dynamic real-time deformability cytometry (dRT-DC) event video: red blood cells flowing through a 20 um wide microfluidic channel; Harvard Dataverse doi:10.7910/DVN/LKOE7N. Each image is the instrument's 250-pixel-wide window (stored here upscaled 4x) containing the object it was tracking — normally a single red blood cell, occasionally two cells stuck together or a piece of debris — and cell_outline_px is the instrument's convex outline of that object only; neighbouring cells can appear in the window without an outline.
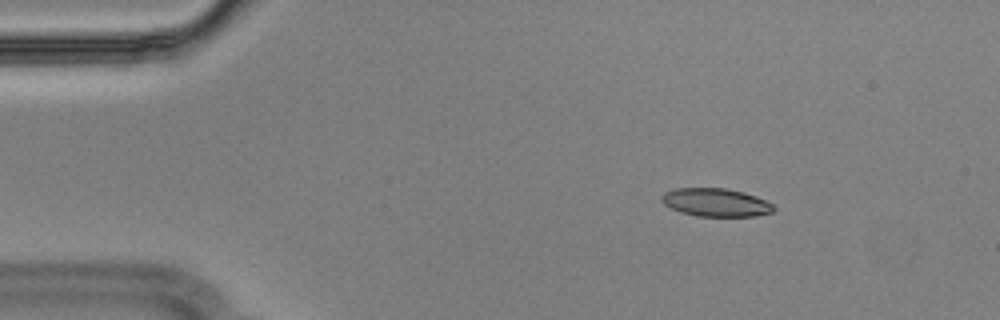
{"species": "Egyptian fruit bat (a non-hibernating species)", "species_latin": "Rousettus aegyptiacus", "temperature_condition": "cold", "stored_images_in_passage": 48, "camera_frame_rate_fps": 3000, "um_per_image_px": 0.085, "animal": {"sex": "male"}, "frame": {"image": 1, "passage_image": 1, "time_ms": 0.0, "image_size_px": [1000, 320], "cell_outline_px": [[776, 208], [772, 212], [756, 216], [696, 216], [680, 212], [664, 204], [660, 200], [660, 196], [664, 192], [672, 188], [728, 188], [744, 192], [756, 196], [772, 204]], "centroid_in_image_um": [60.81, 17.2], "position_along_channel_um": 24.2, "area_um2": 18.55}}
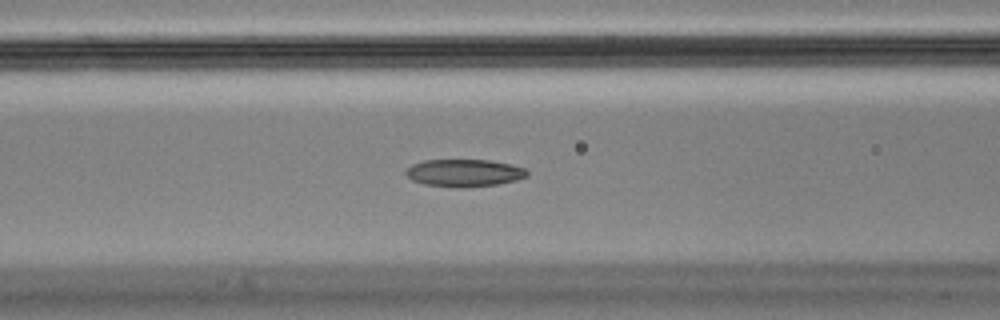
{"frame": {"image": 2, "passage_image": 15, "time_ms": 4.667, "image_size_px": [1000, 320], "cell_outline_px": [[528, 176], [516, 180], [496, 184], [464, 188], [456, 188], [424, 184], [412, 180], [404, 172], [412, 164], [424, 160], [488, 160], [512, 164], [524, 168], [528, 172]], "centroid_in_image_um": [39.46, 14.7], "position_along_channel_um": 127.1, "area_um2": 19.42}}
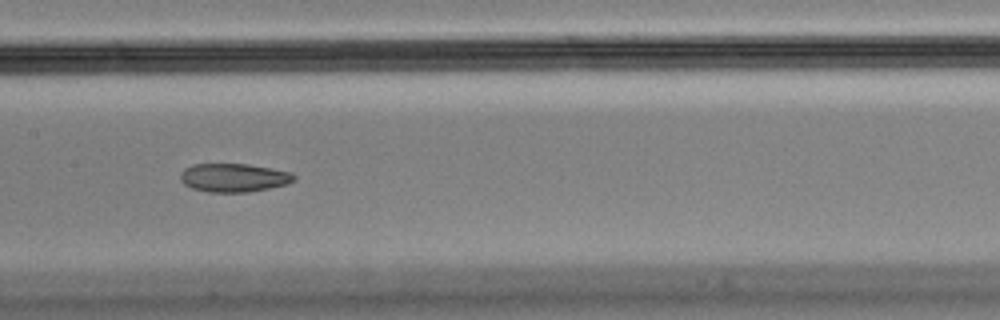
{"frame": {"image": 3, "passage_image": 20, "time_ms": 6.333, "image_size_px": [1000, 320], "cell_outline_px": [[296, 180], [288, 184], [248, 192], [208, 192], [192, 188], [184, 184], [180, 180], [180, 172], [184, 168], [192, 164], [248, 164], [272, 168], [292, 172], [296, 176]], "centroid_in_image_um": [19.88, 15.1], "position_along_channel_um": 187.5, "area_um2": 19.07}, "authors_computed_cell_mechanics": {"area_um2": 20.2878, "velocity_mm_per_s": 3.6162, "shape_relaxation_time_tau1_ms": null, "shape_relaxation_time_tau2_ms": 1.6164, "deformation_change_tau1": null, "deformation_change_tau2": 0.068}}